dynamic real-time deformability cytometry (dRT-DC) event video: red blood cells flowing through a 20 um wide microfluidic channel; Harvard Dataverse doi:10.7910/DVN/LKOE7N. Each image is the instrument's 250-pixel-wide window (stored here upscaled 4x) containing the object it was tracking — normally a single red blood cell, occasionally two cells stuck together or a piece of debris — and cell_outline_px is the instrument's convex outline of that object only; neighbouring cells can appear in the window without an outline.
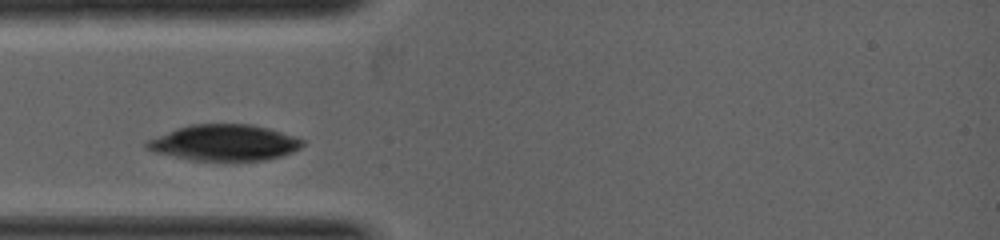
{"species": "common noctule bat (a hibernating species)", "species_latin": "Nyctalus noctula", "temperature_condition": "warm", "stored_images_in_passage": 4, "camera_frame_rate_fps": 5000, "um_per_image_px": 0.085, "animal": {"sex": "female", "body_mass_g": 19.0, "forearm_length_mm": 53.3}, "frame": {"image": 1, "passage_image": 2, "time_ms": 0.2, "image_size_px": [1000, 240], "cell_outline_px": [[304, 144], [300, 148], [292, 152], [280, 156], [264, 160], [188, 160], [156, 152], [148, 148], [144, 144], [144, 140], [176, 128], [192, 124], [252, 124], [268, 128], [304, 140]], "centroid_in_image_um": [19.03, 12.12], "position_along_channel_um": 66.0, "area_um2": 32.6}}
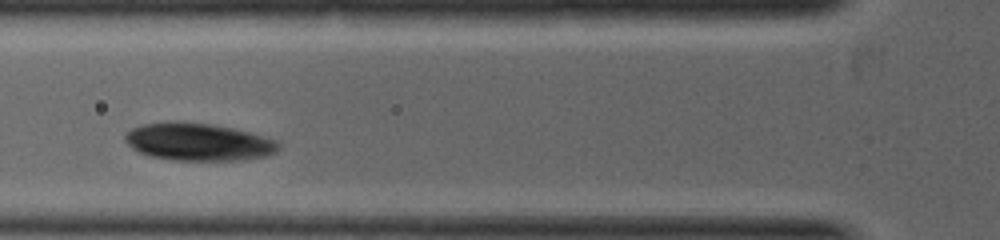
{"frame": {"image": 2, "passage_image": 4, "time_ms": 0.8, "image_size_px": [1000, 240], "cell_outline_px": [[280, 148], [276, 152], [268, 156], [244, 160], [172, 160], [148, 156], [132, 148], [124, 140], [124, 136], [132, 128], [140, 124], [164, 120], [184, 120], [212, 124], [232, 128], [280, 140]], "centroid_in_image_um": [16.86, 12.04], "position_along_channel_um": 108.9, "area_um2": 34.39}}